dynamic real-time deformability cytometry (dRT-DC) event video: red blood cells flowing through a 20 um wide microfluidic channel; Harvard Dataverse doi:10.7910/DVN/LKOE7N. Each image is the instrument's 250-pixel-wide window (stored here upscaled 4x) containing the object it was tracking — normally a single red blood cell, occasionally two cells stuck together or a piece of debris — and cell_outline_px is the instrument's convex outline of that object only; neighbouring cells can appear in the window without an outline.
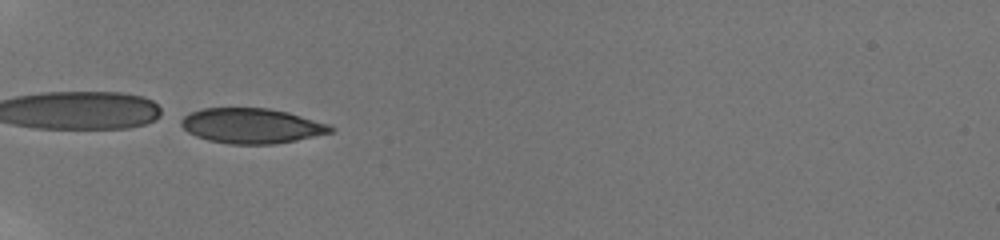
{"species": "human", "species_latin": "Homo sapiens", "temperature_condition": "room temperature", "stored_images_in_passage": 11, "camera_frame_rate_fps": 3000, "um_per_image_px": 0.085, "donor": {"sex": "male"}, "frame": {"image": 1, "passage_image": 1, "time_ms": 0.0, "image_size_px": [1000, 240], "cell_outline_px": [[336, 128], [332, 132], [296, 140], [272, 144], [232, 144], [208, 140], [196, 136], [188, 132], [180, 124], [180, 120], [188, 112], [204, 108], [268, 108], [288, 112], [328, 124]], "centroid_in_image_um": [21.36, 10.69], "position_along_channel_um": 63.6, "area_um2": 30.46}}